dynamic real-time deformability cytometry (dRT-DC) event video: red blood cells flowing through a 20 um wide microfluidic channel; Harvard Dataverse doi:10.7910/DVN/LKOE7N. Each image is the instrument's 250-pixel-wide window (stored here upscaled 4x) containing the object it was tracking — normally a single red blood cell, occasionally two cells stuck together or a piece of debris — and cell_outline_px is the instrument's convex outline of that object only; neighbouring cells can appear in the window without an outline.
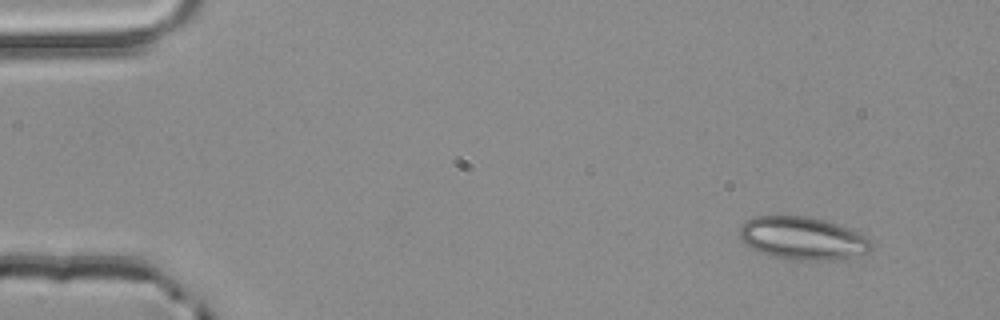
{"species": "common noctule bat (a hibernating species)", "species_latin": "Nyctalus noctula", "temperature_condition": "room temperature", "stored_images_in_passage": 3, "camera_frame_rate_fps": 3000, "um_per_image_px": 0.085, "animal": {"sex": "male", "body_mass_g": 20.4}, "frame": {"image": 1, "passage_image": 1, "time_ms": 0.0, "image_size_px": [1000, 320], "cell_outline_px": [[872, 248], [868, 252], [832, 260], [792, 260], [772, 256], [760, 252], [752, 248], [740, 236], [740, 228], [748, 220], [756, 216], [808, 216], [824, 220], [836, 224], [864, 236], [872, 244]], "centroid_in_image_um": [68.21, 20.26], "position_along_channel_um": 16.8, "area_um2": 32.14}}